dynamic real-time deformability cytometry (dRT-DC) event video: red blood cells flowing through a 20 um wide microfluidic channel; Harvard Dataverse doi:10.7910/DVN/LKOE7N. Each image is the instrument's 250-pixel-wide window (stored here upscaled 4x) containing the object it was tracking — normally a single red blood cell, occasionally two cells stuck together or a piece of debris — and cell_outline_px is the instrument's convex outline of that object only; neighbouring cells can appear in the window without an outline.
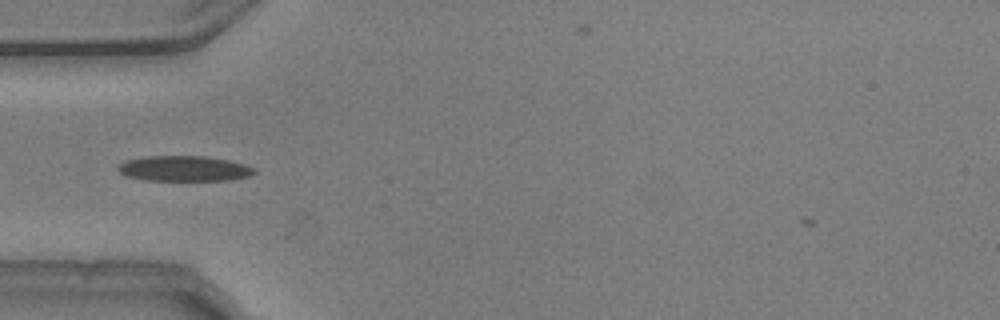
{"species": "common noctule bat (a hibernating species)", "species_latin": "Nyctalus noctula", "temperature_condition": "warm", "stored_images_in_passage": 36, "camera_frame_rate_fps": 3000, "um_per_image_px": 0.085, "animal": {"sex": "male", "body_mass_g": 20.5, "forearm_length_mm": 52.5}, "frame": {"image": 1, "passage_image": 1, "time_ms": 0.0, "image_size_px": [1000, 320], "cell_outline_px": [[256, 172], [248, 176], [228, 180], [148, 180], [128, 176], [120, 172], [116, 168], [120, 164], [128, 160], [144, 156], [204, 156], [228, 160], [244, 164], [256, 168]], "centroid_in_image_um": [15.67, 14.32], "position_along_channel_um": 69.3, "area_um2": 19.94}}
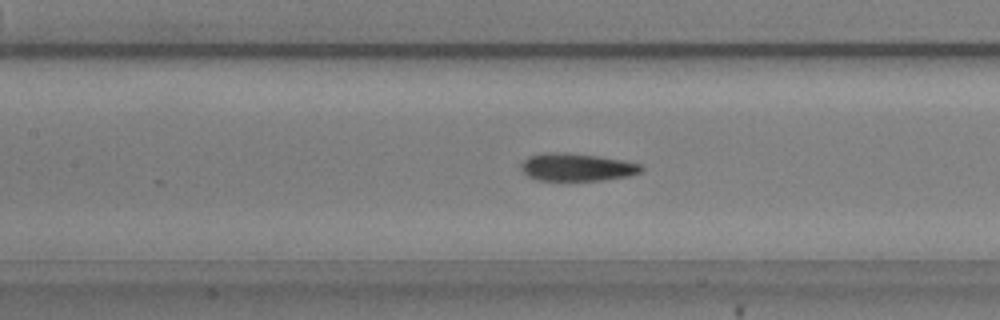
{"frame": {"image": 2, "passage_image": 8, "time_ms": 2.333, "image_size_px": [1000, 320], "cell_outline_px": [[644, 168], [640, 172], [628, 176], [600, 180], [536, 180], [528, 176], [520, 168], [520, 164], [528, 156], [548, 152], [564, 152], [596, 156], [624, 160], [640, 164]], "centroid_in_image_um": [49.0, 14.2], "position_along_channel_um": 158.4, "area_um2": 19.31}}
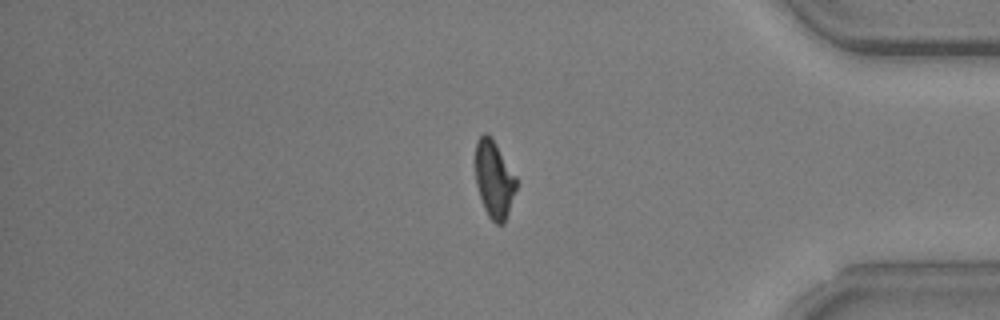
{"frame": {"image": 3, "passage_image": 29, "time_ms": 9.333, "image_size_px": [1000, 320], "cell_outline_px": [[516, 188], [504, 224], [496, 224], [488, 216], [484, 208], [476, 184], [476, 140], [484, 132], [488, 132], [492, 136], [516, 176]], "centroid_in_image_um": [41.99, 15.2], "position_along_channel_um": 393.2, "area_um2": 18.38}}